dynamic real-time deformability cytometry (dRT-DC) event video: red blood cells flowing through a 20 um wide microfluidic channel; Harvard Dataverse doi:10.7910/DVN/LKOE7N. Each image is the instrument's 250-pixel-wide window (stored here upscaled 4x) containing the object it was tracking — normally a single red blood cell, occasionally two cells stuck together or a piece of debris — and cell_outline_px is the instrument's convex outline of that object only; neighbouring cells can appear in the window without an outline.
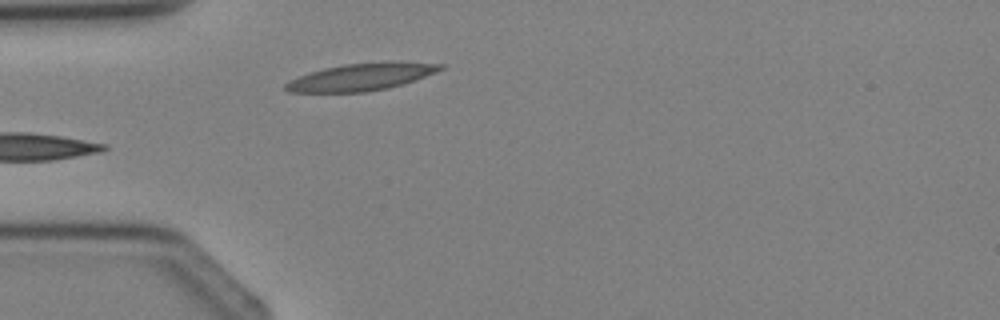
{"species": "Egyptian fruit bat (a non-hibernating species)", "species_latin": "Rousettus aegyptiacus", "temperature_condition": "cold", "stored_images_in_passage": 3, "camera_frame_rate_fps": 3000, "um_per_image_px": 0.085, "animal": {"sex": "female"}, "frame": {"image": 1, "passage_image": 3, "time_ms": 2.333, "image_size_px": [1000, 320], "cell_outline_px": [[444, 68], [436, 72], [388, 88], [364, 92], [288, 92], [284, 88], [284, 84], [288, 80], [324, 68], [344, 64], [392, 60], [396, 60], [444, 64]], "centroid_in_image_um": [30.72, 6.51], "position_along_channel_um": 54.3, "area_um2": 24.62}}